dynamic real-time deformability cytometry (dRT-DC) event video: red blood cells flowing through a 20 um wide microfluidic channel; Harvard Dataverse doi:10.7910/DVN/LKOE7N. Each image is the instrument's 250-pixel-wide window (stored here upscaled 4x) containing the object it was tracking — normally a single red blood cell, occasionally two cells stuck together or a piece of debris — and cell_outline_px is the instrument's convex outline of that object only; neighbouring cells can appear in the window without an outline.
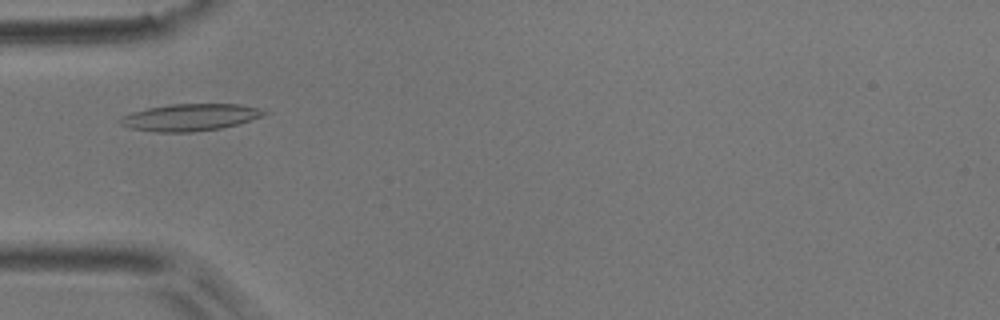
{"species": "common noctule bat (a hibernating species)", "species_latin": "Nyctalus noctula", "temperature_condition": "room temperature", "stored_images_in_passage": 48, "camera_frame_rate_fps": 3000, "um_per_image_px": 0.085, "animal": {"sex": "male", "body_mass_g": 17.9}, "frame": {"image": 1, "passage_image": 12, "time_ms": 3.667, "image_size_px": [1000, 320], "cell_outline_px": [[268, 112], [264, 116], [236, 124], [220, 128], [192, 132], [156, 132], [128, 128], [120, 124], [120, 116], [132, 112], [148, 108], [168, 104], [240, 104], [260, 108]], "centroid_in_image_um": [16.14, 9.97], "position_along_channel_um": 68.9, "area_um2": 22.66}}
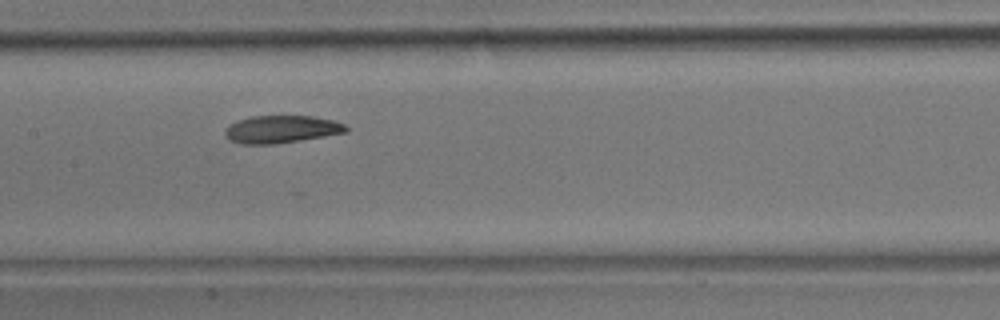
{"frame": {"image": 2, "passage_image": 21, "time_ms": 6.667, "image_size_px": [1000, 320], "cell_outline_px": [[348, 132], [276, 144], [240, 144], [228, 140], [224, 136], [224, 128], [228, 124], [236, 120], [252, 116], [312, 116], [332, 120], [344, 124], [348, 128]], "centroid_in_image_um": [23.84, 10.99], "position_along_channel_um": 183.6, "area_um2": 19.65}}
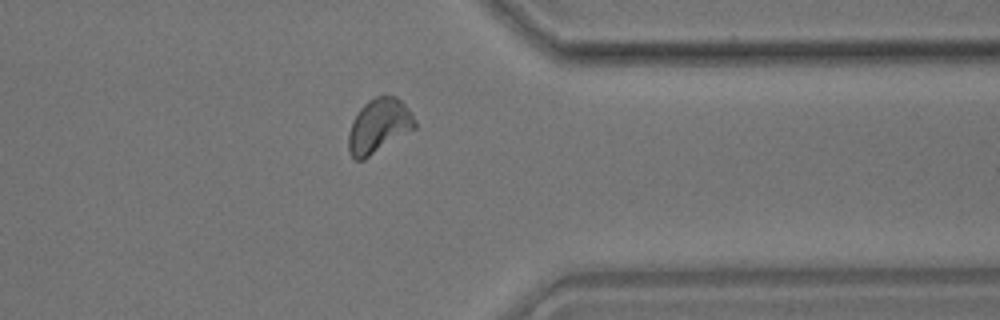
{"frame": {"image": 3, "passage_image": 37, "time_ms": 12.0, "image_size_px": [1000, 320], "cell_outline_px": [[416, 128], [364, 160], [356, 160], [348, 152], [348, 132], [360, 108], [368, 100], [376, 96], [396, 96], [408, 108], [416, 120]], "centroid_in_image_um": [32.2, 10.71], "position_along_channel_um": 379.2, "area_um2": 20.98}, "authors_computed_cell_mechanics": {"area_um2": 20.3167, "velocity_mm_per_s": 3.8127, "shape_relaxation_time_tau1_ms": 4.9061, "shape_relaxation_time_tau2_ms": 1.9112, "deformation_change_tau1": 0.1426, "deformation_change_tau2": 0.0735}}